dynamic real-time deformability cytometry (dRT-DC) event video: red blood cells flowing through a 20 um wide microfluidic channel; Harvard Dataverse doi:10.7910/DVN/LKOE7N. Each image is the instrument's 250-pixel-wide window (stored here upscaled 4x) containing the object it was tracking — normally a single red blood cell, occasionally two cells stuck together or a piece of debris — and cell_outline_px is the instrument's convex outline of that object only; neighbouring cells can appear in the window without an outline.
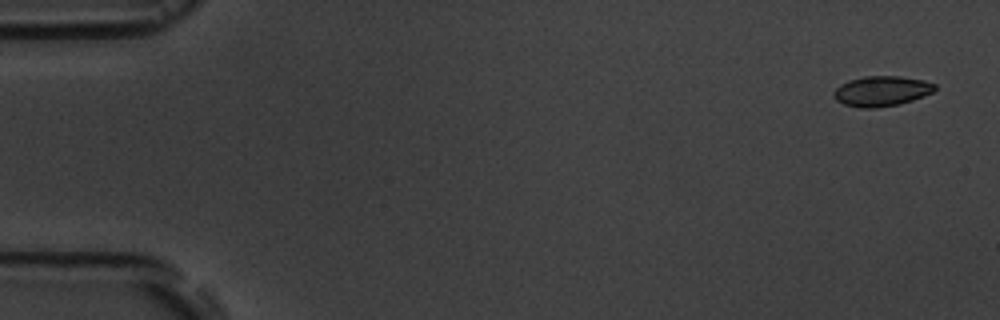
{"species": "common noctule bat (a hibernating species)", "species_latin": "Nyctalus noctula", "temperature_condition": "room temperature", "stored_images_in_passage": 4, "camera_frame_rate_fps": 3000, "um_per_image_px": 0.085, "animal": {"sex": "male", "body_mass_g": 19.5, "forearm_length_mm": 54.6}, "frame": {"image": 1, "passage_image": 1, "time_ms": 0.0, "image_size_px": [1000, 320], "cell_outline_px": [[936, 88], [932, 92], [924, 96], [900, 104], [876, 108], [860, 108], [844, 104], [836, 100], [832, 96], [832, 92], [840, 84], [848, 80], [864, 76], [900, 76], [924, 80], [936, 84]], "centroid_in_image_um": [74.91, 7.74], "position_along_channel_um": 10.1, "area_um2": 17.98}}